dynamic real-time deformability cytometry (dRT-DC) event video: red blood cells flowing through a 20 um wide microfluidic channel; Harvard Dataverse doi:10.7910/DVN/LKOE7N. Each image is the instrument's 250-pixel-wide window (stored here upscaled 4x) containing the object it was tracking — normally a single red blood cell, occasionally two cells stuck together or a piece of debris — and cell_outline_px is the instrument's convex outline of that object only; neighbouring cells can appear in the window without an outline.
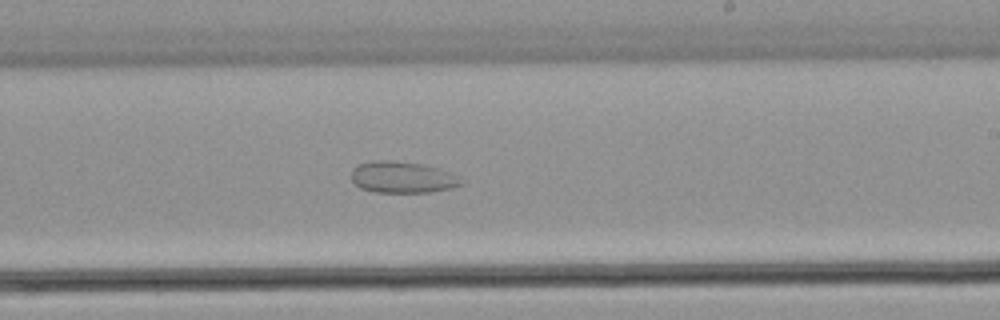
{"species": "common noctule bat (a hibernating species)", "species_latin": "Nyctalus noctula", "temperature_condition": "warm", "stored_images_in_passage": 35, "camera_frame_rate_fps": 3000, "um_per_image_px": 0.085, "animal": {"sex": "male", "body_mass_g": 21.5, "forearm_length_mm": 52.0}, "frame": {"image": 1, "passage_image": 20, "time_ms": 6.333, "image_size_px": [1000, 320], "cell_outline_px": [[464, 184], [452, 188], [432, 192], [372, 192], [360, 188], [352, 180], [352, 168], [360, 164], [372, 160], [392, 160], [424, 164], [440, 168], [464, 180]], "centroid_in_image_um": [34.22, 15.06], "position_along_channel_um": 254.8, "area_um2": 20.35}}
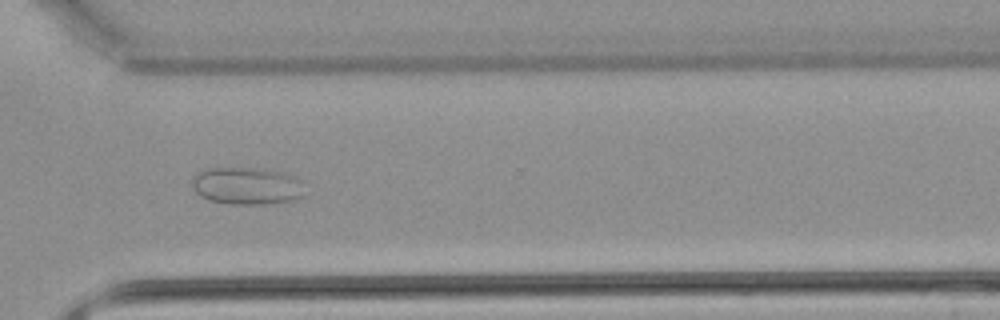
{"frame": {"image": 2, "passage_image": 25, "time_ms": 8.0, "image_size_px": [1000, 320], "cell_outline_px": [[304, 196], [296, 200], [272, 204], [228, 204], [208, 200], [200, 196], [196, 192], [192, 184], [192, 180], [196, 172], [208, 168], [260, 168], [284, 172], [300, 180]], "centroid_in_image_um": [20.98, 15.81], "position_along_channel_um": 349.6, "area_um2": 24.8}}
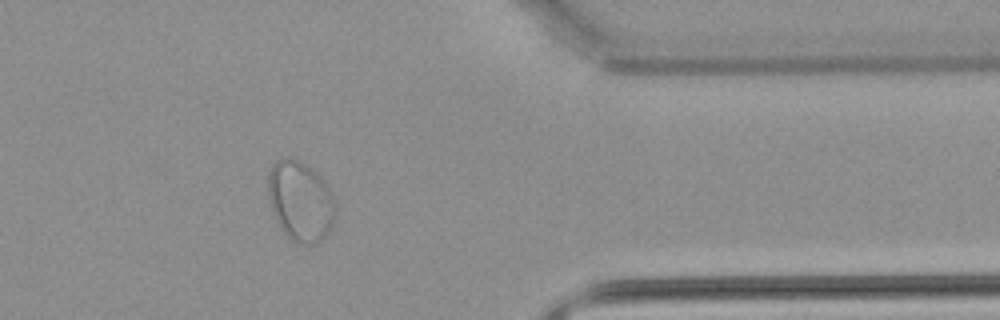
{"frame": {"image": 3, "passage_image": 28, "time_ms": 9.0, "image_size_px": [1000, 320], "cell_outline_px": [[336, 216], [332, 224], [324, 236], [316, 244], [300, 244], [292, 240], [280, 228], [272, 208], [268, 196], [268, 172], [272, 164], [276, 160], [284, 156], [296, 160], [304, 164], [316, 172], [328, 188], [332, 196]], "centroid_in_image_um": [25.5, 17.09], "position_along_channel_um": 385.9, "area_um2": 31.04}}